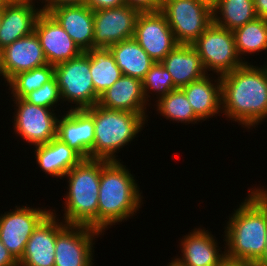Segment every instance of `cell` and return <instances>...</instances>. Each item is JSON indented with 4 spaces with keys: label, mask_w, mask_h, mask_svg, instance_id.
<instances>
[{
    "label": "cell",
    "mask_w": 267,
    "mask_h": 266,
    "mask_svg": "<svg viewBox=\"0 0 267 266\" xmlns=\"http://www.w3.org/2000/svg\"><path fill=\"white\" fill-rule=\"evenodd\" d=\"M2 15H3V5L0 6V23H1Z\"/></svg>",
    "instance_id": "7bdbcfd3"
},
{
    "label": "cell",
    "mask_w": 267,
    "mask_h": 266,
    "mask_svg": "<svg viewBox=\"0 0 267 266\" xmlns=\"http://www.w3.org/2000/svg\"><path fill=\"white\" fill-rule=\"evenodd\" d=\"M86 5L95 11L120 7L124 5V0H86Z\"/></svg>",
    "instance_id": "e575fe53"
},
{
    "label": "cell",
    "mask_w": 267,
    "mask_h": 266,
    "mask_svg": "<svg viewBox=\"0 0 267 266\" xmlns=\"http://www.w3.org/2000/svg\"><path fill=\"white\" fill-rule=\"evenodd\" d=\"M210 75L212 73L181 88L201 121L222 113L221 78L212 79Z\"/></svg>",
    "instance_id": "7402d4cb"
},
{
    "label": "cell",
    "mask_w": 267,
    "mask_h": 266,
    "mask_svg": "<svg viewBox=\"0 0 267 266\" xmlns=\"http://www.w3.org/2000/svg\"><path fill=\"white\" fill-rule=\"evenodd\" d=\"M36 0H8L3 5L0 23V48L34 32L38 16L42 13L35 6Z\"/></svg>",
    "instance_id": "ac0fdd59"
},
{
    "label": "cell",
    "mask_w": 267,
    "mask_h": 266,
    "mask_svg": "<svg viewBox=\"0 0 267 266\" xmlns=\"http://www.w3.org/2000/svg\"><path fill=\"white\" fill-rule=\"evenodd\" d=\"M12 210L0 214V241L19 261L29 237L52 209L16 205Z\"/></svg>",
    "instance_id": "30bf717a"
},
{
    "label": "cell",
    "mask_w": 267,
    "mask_h": 266,
    "mask_svg": "<svg viewBox=\"0 0 267 266\" xmlns=\"http://www.w3.org/2000/svg\"><path fill=\"white\" fill-rule=\"evenodd\" d=\"M65 112L57 121V138L84 159H90L95 140L93 116L86 109H68Z\"/></svg>",
    "instance_id": "e0dca14e"
},
{
    "label": "cell",
    "mask_w": 267,
    "mask_h": 266,
    "mask_svg": "<svg viewBox=\"0 0 267 266\" xmlns=\"http://www.w3.org/2000/svg\"><path fill=\"white\" fill-rule=\"evenodd\" d=\"M208 74L222 76L242 66L231 30L212 23L192 44Z\"/></svg>",
    "instance_id": "52a82bcc"
},
{
    "label": "cell",
    "mask_w": 267,
    "mask_h": 266,
    "mask_svg": "<svg viewBox=\"0 0 267 266\" xmlns=\"http://www.w3.org/2000/svg\"><path fill=\"white\" fill-rule=\"evenodd\" d=\"M200 1L213 9L220 0H200Z\"/></svg>",
    "instance_id": "f35d334b"
},
{
    "label": "cell",
    "mask_w": 267,
    "mask_h": 266,
    "mask_svg": "<svg viewBox=\"0 0 267 266\" xmlns=\"http://www.w3.org/2000/svg\"><path fill=\"white\" fill-rule=\"evenodd\" d=\"M0 76L4 78V73H3V59H2V49L0 48Z\"/></svg>",
    "instance_id": "60d3db41"
},
{
    "label": "cell",
    "mask_w": 267,
    "mask_h": 266,
    "mask_svg": "<svg viewBox=\"0 0 267 266\" xmlns=\"http://www.w3.org/2000/svg\"><path fill=\"white\" fill-rule=\"evenodd\" d=\"M161 64L172 76L175 88L187 86L207 74L200 56L192 45L178 44Z\"/></svg>",
    "instance_id": "603a6c76"
},
{
    "label": "cell",
    "mask_w": 267,
    "mask_h": 266,
    "mask_svg": "<svg viewBox=\"0 0 267 266\" xmlns=\"http://www.w3.org/2000/svg\"><path fill=\"white\" fill-rule=\"evenodd\" d=\"M220 78L222 113L247 130L256 129L267 119V63H244Z\"/></svg>",
    "instance_id": "6da1fadb"
},
{
    "label": "cell",
    "mask_w": 267,
    "mask_h": 266,
    "mask_svg": "<svg viewBox=\"0 0 267 266\" xmlns=\"http://www.w3.org/2000/svg\"><path fill=\"white\" fill-rule=\"evenodd\" d=\"M49 14L83 51L93 48L94 11L85 5L60 6Z\"/></svg>",
    "instance_id": "ffe728a7"
},
{
    "label": "cell",
    "mask_w": 267,
    "mask_h": 266,
    "mask_svg": "<svg viewBox=\"0 0 267 266\" xmlns=\"http://www.w3.org/2000/svg\"><path fill=\"white\" fill-rule=\"evenodd\" d=\"M55 212L52 210L31 234L19 266H54L56 236L68 225L63 219L59 222Z\"/></svg>",
    "instance_id": "5bb4252c"
},
{
    "label": "cell",
    "mask_w": 267,
    "mask_h": 266,
    "mask_svg": "<svg viewBox=\"0 0 267 266\" xmlns=\"http://www.w3.org/2000/svg\"><path fill=\"white\" fill-rule=\"evenodd\" d=\"M157 114L160 113L166 120L177 123L194 124L201 120L195 115L184 91L176 88L159 100L156 99Z\"/></svg>",
    "instance_id": "f1b7e54d"
},
{
    "label": "cell",
    "mask_w": 267,
    "mask_h": 266,
    "mask_svg": "<svg viewBox=\"0 0 267 266\" xmlns=\"http://www.w3.org/2000/svg\"><path fill=\"white\" fill-rule=\"evenodd\" d=\"M101 159H83L68 171V187L64 202V222L98 230V195Z\"/></svg>",
    "instance_id": "277c9868"
},
{
    "label": "cell",
    "mask_w": 267,
    "mask_h": 266,
    "mask_svg": "<svg viewBox=\"0 0 267 266\" xmlns=\"http://www.w3.org/2000/svg\"><path fill=\"white\" fill-rule=\"evenodd\" d=\"M62 104L64 101L74 106L68 109H86L98 103L99 95L95 92L90 73V57L83 52L76 58L54 66Z\"/></svg>",
    "instance_id": "8992f818"
},
{
    "label": "cell",
    "mask_w": 267,
    "mask_h": 266,
    "mask_svg": "<svg viewBox=\"0 0 267 266\" xmlns=\"http://www.w3.org/2000/svg\"><path fill=\"white\" fill-rule=\"evenodd\" d=\"M90 57V73L95 92L100 96L123 74L109 48L94 47L87 51Z\"/></svg>",
    "instance_id": "484cf974"
},
{
    "label": "cell",
    "mask_w": 267,
    "mask_h": 266,
    "mask_svg": "<svg viewBox=\"0 0 267 266\" xmlns=\"http://www.w3.org/2000/svg\"><path fill=\"white\" fill-rule=\"evenodd\" d=\"M103 234L89 226L67 225L56 236L54 266H93V240Z\"/></svg>",
    "instance_id": "8fae6325"
},
{
    "label": "cell",
    "mask_w": 267,
    "mask_h": 266,
    "mask_svg": "<svg viewBox=\"0 0 267 266\" xmlns=\"http://www.w3.org/2000/svg\"><path fill=\"white\" fill-rule=\"evenodd\" d=\"M109 49L122 74L141 81L156 63L134 38L111 45Z\"/></svg>",
    "instance_id": "d4e9b609"
},
{
    "label": "cell",
    "mask_w": 267,
    "mask_h": 266,
    "mask_svg": "<svg viewBox=\"0 0 267 266\" xmlns=\"http://www.w3.org/2000/svg\"><path fill=\"white\" fill-rule=\"evenodd\" d=\"M23 99L37 106L55 109L56 106L62 103L60 89L58 87L56 77L54 76L50 81L44 83L42 87L33 90L31 93L27 94Z\"/></svg>",
    "instance_id": "1f68e13d"
},
{
    "label": "cell",
    "mask_w": 267,
    "mask_h": 266,
    "mask_svg": "<svg viewBox=\"0 0 267 266\" xmlns=\"http://www.w3.org/2000/svg\"><path fill=\"white\" fill-rule=\"evenodd\" d=\"M183 237L179 244L182 256L174 258L183 266H223L227 262L225 246L221 251L211 231L199 227Z\"/></svg>",
    "instance_id": "2e32d148"
},
{
    "label": "cell",
    "mask_w": 267,
    "mask_h": 266,
    "mask_svg": "<svg viewBox=\"0 0 267 266\" xmlns=\"http://www.w3.org/2000/svg\"><path fill=\"white\" fill-rule=\"evenodd\" d=\"M265 241H266L265 250L262 256L253 264V266H267V230H266Z\"/></svg>",
    "instance_id": "74e56055"
},
{
    "label": "cell",
    "mask_w": 267,
    "mask_h": 266,
    "mask_svg": "<svg viewBox=\"0 0 267 266\" xmlns=\"http://www.w3.org/2000/svg\"><path fill=\"white\" fill-rule=\"evenodd\" d=\"M167 266H183V265L173 257V259L169 262Z\"/></svg>",
    "instance_id": "b9f144b4"
},
{
    "label": "cell",
    "mask_w": 267,
    "mask_h": 266,
    "mask_svg": "<svg viewBox=\"0 0 267 266\" xmlns=\"http://www.w3.org/2000/svg\"><path fill=\"white\" fill-rule=\"evenodd\" d=\"M101 159L98 195V230L105 232L118 222L127 221L143 204L142 192L123 162ZM111 226V227H109Z\"/></svg>",
    "instance_id": "3957f363"
},
{
    "label": "cell",
    "mask_w": 267,
    "mask_h": 266,
    "mask_svg": "<svg viewBox=\"0 0 267 266\" xmlns=\"http://www.w3.org/2000/svg\"><path fill=\"white\" fill-rule=\"evenodd\" d=\"M142 85L144 96L148 102L151 100L150 94L152 93L156 94V97L159 100L163 96H166L170 91L176 89L173 84L172 76L161 62H156L150 68L146 73L145 78L142 80Z\"/></svg>",
    "instance_id": "4dcf8cb0"
},
{
    "label": "cell",
    "mask_w": 267,
    "mask_h": 266,
    "mask_svg": "<svg viewBox=\"0 0 267 266\" xmlns=\"http://www.w3.org/2000/svg\"><path fill=\"white\" fill-rule=\"evenodd\" d=\"M232 32L236 51L244 63H248L244 55L267 51V19L256 17Z\"/></svg>",
    "instance_id": "83f0119b"
},
{
    "label": "cell",
    "mask_w": 267,
    "mask_h": 266,
    "mask_svg": "<svg viewBox=\"0 0 267 266\" xmlns=\"http://www.w3.org/2000/svg\"><path fill=\"white\" fill-rule=\"evenodd\" d=\"M251 188L224 226L226 260L254 264L265 250L267 189Z\"/></svg>",
    "instance_id": "7a4b0ae2"
},
{
    "label": "cell",
    "mask_w": 267,
    "mask_h": 266,
    "mask_svg": "<svg viewBox=\"0 0 267 266\" xmlns=\"http://www.w3.org/2000/svg\"><path fill=\"white\" fill-rule=\"evenodd\" d=\"M0 266H19L18 261L0 241Z\"/></svg>",
    "instance_id": "d590c367"
},
{
    "label": "cell",
    "mask_w": 267,
    "mask_h": 266,
    "mask_svg": "<svg viewBox=\"0 0 267 266\" xmlns=\"http://www.w3.org/2000/svg\"><path fill=\"white\" fill-rule=\"evenodd\" d=\"M54 77V65L46 64L29 71L20 72L8 83L13 98L23 99L33 90L39 89Z\"/></svg>",
    "instance_id": "f546056e"
},
{
    "label": "cell",
    "mask_w": 267,
    "mask_h": 266,
    "mask_svg": "<svg viewBox=\"0 0 267 266\" xmlns=\"http://www.w3.org/2000/svg\"><path fill=\"white\" fill-rule=\"evenodd\" d=\"M223 266H253V264L249 263H232V262H226Z\"/></svg>",
    "instance_id": "ab89813d"
},
{
    "label": "cell",
    "mask_w": 267,
    "mask_h": 266,
    "mask_svg": "<svg viewBox=\"0 0 267 266\" xmlns=\"http://www.w3.org/2000/svg\"><path fill=\"white\" fill-rule=\"evenodd\" d=\"M16 108L13 129L31 146H39L57 137V115L54 109L31 104L24 99L13 98ZM57 115V116H56Z\"/></svg>",
    "instance_id": "9c48e42d"
},
{
    "label": "cell",
    "mask_w": 267,
    "mask_h": 266,
    "mask_svg": "<svg viewBox=\"0 0 267 266\" xmlns=\"http://www.w3.org/2000/svg\"><path fill=\"white\" fill-rule=\"evenodd\" d=\"M41 2V0H39ZM42 12L49 13L51 10L60 6H70V5H85L86 0H42L41 2Z\"/></svg>",
    "instance_id": "836d02e7"
},
{
    "label": "cell",
    "mask_w": 267,
    "mask_h": 266,
    "mask_svg": "<svg viewBox=\"0 0 267 266\" xmlns=\"http://www.w3.org/2000/svg\"><path fill=\"white\" fill-rule=\"evenodd\" d=\"M8 0H0V6L4 5Z\"/></svg>",
    "instance_id": "ee69618b"
},
{
    "label": "cell",
    "mask_w": 267,
    "mask_h": 266,
    "mask_svg": "<svg viewBox=\"0 0 267 266\" xmlns=\"http://www.w3.org/2000/svg\"><path fill=\"white\" fill-rule=\"evenodd\" d=\"M257 17L267 19V0H253Z\"/></svg>",
    "instance_id": "8d00e7d4"
},
{
    "label": "cell",
    "mask_w": 267,
    "mask_h": 266,
    "mask_svg": "<svg viewBox=\"0 0 267 266\" xmlns=\"http://www.w3.org/2000/svg\"><path fill=\"white\" fill-rule=\"evenodd\" d=\"M133 38L155 62H161L178 45L161 11L139 13Z\"/></svg>",
    "instance_id": "7c38bea8"
},
{
    "label": "cell",
    "mask_w": 267,
    "mask_h": 266,
    "mask_svg": "<svg viewBox=\"0 0 267 266\" xmlns=\"http://www.w3.org/2000/svg\"><path fill=\"white\" fill-rule=\"evenodd\" d=\"M2 59L5 83L20 72L48 64L35 32L3 48Z\"/></svg>",
    "instance_id": "d6986e66"
},
{
    "label": "cell",
    "mask_w": 267,
    "mask_h": 266,
    "mask_svg": "<svg viewBox=\"0 0 267 266\" xmlns=\"http://www.w3.org/2000/svg\"><path fill=\"white\" fill-rule=\"evenodd\" d=\"M36 33L45 58L50 65H57L83 53L70 35L49 14L42 12L36 21Z\"/></svg>",
    "instance_id": "9a60e30c"
},
{
    "label": "cell",
    "mask_w": 267,
    "mask_h": 266,
    "mask_svg": "<svg viewBox=\"0 0 267 266\" xmlns=\"http://www.w3.org/2000/svg\"><path fill=\"white\" fill-rule=\"evenodd\" d=\"M124 4L137 10L139 13L161 11L162 0H124Z\"/></svg>",
    "instance_id": "d6a6232c"
},
{
    "label": "cell",
    "mask_w": 267,
    "mask_h": 266,
    "mask_svg": "<svg viewBox=\"0 0 267 266\" xmlns=\"http://www.w3.org/2000/svg\"><path fill=\"white\" fill-rule=\"evenodd\" d=\"M139 12L128 5L94 11L93 48L111 45L134 37Z\"/></svg>",
    "instance_id": "4fadbf2b"
},
{
    "label": "cell",
    "mask_w": 267,
    "mask_h": 266,
    "mask_svg": "<svg viewBox=\"0 0 267 266\" xmlns=\"http://www.w3.org/2000/svg\"><path fill=\"white\" fill-rule=\"evenodd\" d=\"M147 104L140 79L122 75L99 96L97 105L109 110L146 113Z\"/></svg>",
    "instance_id": "44dd1931"
},
{
    "label": "cell",
    "mask_w": 267,
    "mask_h": 266,
    "mask_svg": "<svg viewBox=\"0 0 267 266\" xmlns=\"http://www.w3.org/2000/svg\"><path fill=\"white\" fill-rule=\"evenodd\" d=\"M35 158L45 174L63 179L65 174L84 158L57 137L50 142L35 146Z\"/></svg>",
    "instance_id": "cb8c5ba5"
},
{
    "label": "cell",
    "mask_w": 267,
    "mask_h": 266,
    "mask_svg": "<svg viewBox=\"0 0 267 266\" xmlns=\"http://www.w3.org/2000/svg\"><path fill=\"white\" fill-rule=\"evenodd\" d=\"M86 110L93 116L95 125L90 159L119 161L115 153L138 137L149 118L147 113L109 110L97 104Z\"/></svg>",
    "instance_id": "5b68a950"
},
{
    "label": "cell",
    "mask_w": 267,
    "mask_h": 266,
    "mask_svg": "<svg viewBox=\"0 0 267 266\" xmlns=\"http://www.w3.org/2000/svg\"><path fill=\"white\" fill-rule=\"evenodd\" d=\"M161 12L178 44L191 45L213 23V9L200 0H162Z\"/></svg>",
    "instance_id": "ba28073f"
},
{
    "label": "cell",
    "mask_w": 267,
    "mask_h": 266,
    "mask_svg": "<svg viewBox=\"0 0 267 266\" xmlns=\"http://www.w3.org/2000/svg\"><path fill=\"white\" fill-rule=\"evenodd\" d=\"M256 17L253 0H220L213 8V23L231 31Z\"/></svg>",
    "instance_id": "4316f807"
}]
</instances>
